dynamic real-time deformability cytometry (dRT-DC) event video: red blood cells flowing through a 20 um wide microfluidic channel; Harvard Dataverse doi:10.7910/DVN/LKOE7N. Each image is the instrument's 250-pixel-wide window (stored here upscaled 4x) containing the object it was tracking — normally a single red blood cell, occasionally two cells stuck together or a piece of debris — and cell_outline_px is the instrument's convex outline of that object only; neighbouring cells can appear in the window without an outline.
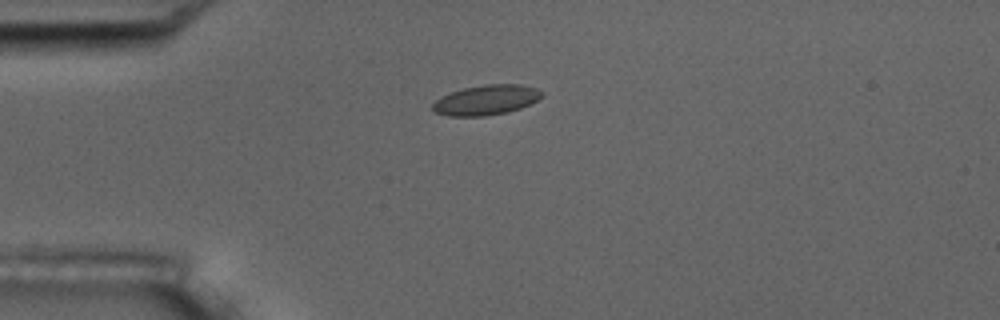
{"species": "common noctule bat (a hibernating species)", "species_latin": "Nyctalus noctula", "temperature_condition": "room temperature", "stored_images_in_passage": 2, "camera_frame_rate_fps": 3000, "um_per_image_px": 0.085, "animal": {"sex": "male", "body_mass_g": 17.5, "forearm_length_mm": 52.3}, "frame": {"image": 1, "passage_image": 1, "time_ms": 0.0, "image_size_px": [1000, 320], "cell_outline_px": [[544, 96], [520, 108], [508, 112], [484, 116], [448, 116], [436, 112], [432, 108], [432, 104], [440, 96], [464, 88], [484, 84], [520, 84], [536, 88], [544, 92]], "centroid_in_image_um": [41.33, 8.49], "position_along_channel_um": 43.7, "area_um2": 19.07}}